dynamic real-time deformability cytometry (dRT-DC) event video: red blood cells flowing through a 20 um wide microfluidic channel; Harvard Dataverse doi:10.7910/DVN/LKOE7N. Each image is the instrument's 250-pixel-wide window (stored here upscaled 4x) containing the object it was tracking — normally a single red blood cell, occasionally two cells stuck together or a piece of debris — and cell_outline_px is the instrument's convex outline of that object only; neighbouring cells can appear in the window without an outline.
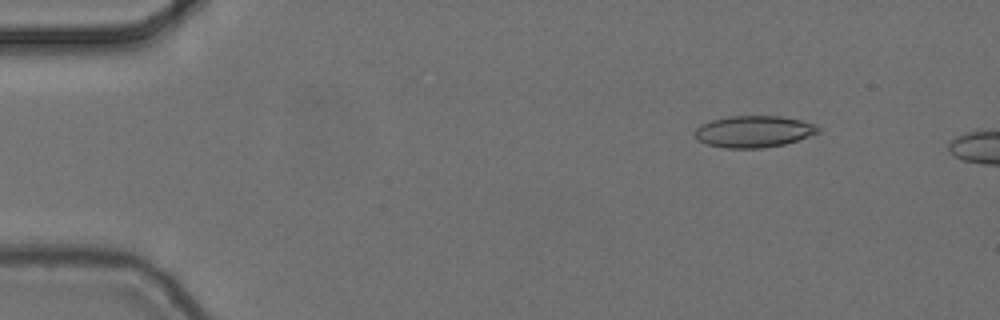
{"species": "common noctule bat (a hibernating species)", "species_latin": "Nyctalus noctula", "temperature_condition": "cold", "stored_images_in_passage": 3, "camera_frame_rate_fps": 3000, "um_per_image_px": 0.085, "animal": {"sex": "female", "body_mass_g": 24.6, "forearm_length_mm": 56.2}, "frame": {"image": 1, "passage_image": 2, "time_ms": 0.333, "image_size_px": [1000, 320], "cell_outline_px": [[820, 132], [784, 144], [764, 148], [724, 148], [708, 144], [700, 140], [692, 132], [700, 124], [708, 120], [728, 116], [780, 116], [800, 120], [816, 124], [820, 128]], "centroid_in_image_um": [64.04, 11.17], "position_along_channel_um": 21.0, "area_um2": 22.83}}